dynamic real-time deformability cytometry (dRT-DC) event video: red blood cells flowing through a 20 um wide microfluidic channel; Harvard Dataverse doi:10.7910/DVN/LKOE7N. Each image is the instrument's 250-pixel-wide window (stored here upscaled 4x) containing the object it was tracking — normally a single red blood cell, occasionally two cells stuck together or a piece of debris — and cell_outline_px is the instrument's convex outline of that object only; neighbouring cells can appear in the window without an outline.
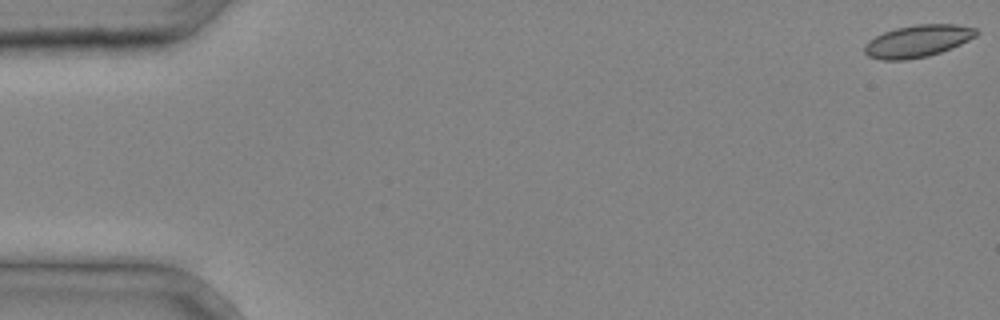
{"species": "common noctule bat (a hibernating species)", "species_latin": "Nyctalus noctula", "temperature_condition": "cold", "stored_images_in_passage": 4, "camera_frame_rate_fps": 3000, "um_per_image_px": 0.085, "animal": {"sex": "male", "body_mass_g": 20.4}, "frame": {"image": 1, "passage_image": 1, "time_ms": 0.0, "image_size_px": [1000, 320], "cell_outline_px": [[980, 32], [976, 36], [952, 48], [928, 56], [904, 60], [880, 60], [868, 56], [864, 52], [864, 44], [868, 40], [884, 32], [896, 28], [916, 24], [956, 24], [976, 28]], "centroid_in_image_um": [78.0, 3.49], "position_along_channel_um": 7.0, "area_um2": 21.04}}
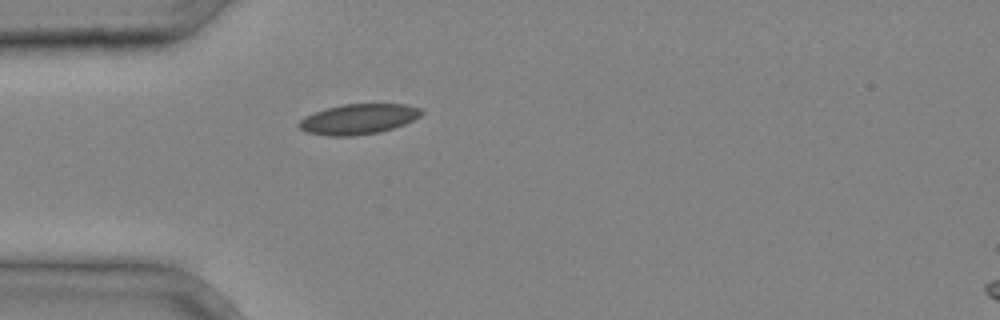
{"frame": {"image": 2, "passage_image": 4, "time_ms": 1.0, "image_size_px": [1000, 320], "cell_outline_px": [[424, 112], [420, 116], [404, 124], [380, 132], [356, 136], [328, 136], [304, 132], [296, 124], [300, 120], [316, 112], [328, 108], [344, 104], [404, 104], [420, 108]], "centroid_in_image_um": [30.46, 10.13], "position_along_channel_um": 54.5, "area_um2": 21.5}}